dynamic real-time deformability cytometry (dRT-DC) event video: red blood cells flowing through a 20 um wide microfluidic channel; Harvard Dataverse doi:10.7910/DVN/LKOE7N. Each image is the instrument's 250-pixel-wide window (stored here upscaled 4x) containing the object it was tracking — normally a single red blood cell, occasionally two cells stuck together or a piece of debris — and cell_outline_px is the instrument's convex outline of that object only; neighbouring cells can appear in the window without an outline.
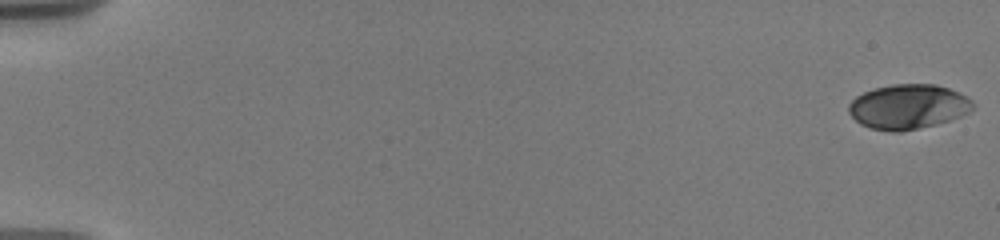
{"species": "human", "species_latin": "Homo sapiens", "temperature_condition": "warm", "stored_images_in_passage": 24, "camera_frame_rate_fps": 3000, "um_per_image_px": 0.085, "donor": {"sex": "male"}, "frame": {"image": 1, "passage_image": 1, "time_ms": 0.0, "image_size_px": [1000, 240], "cell_outline_px": [[976, 104], [968, 112], [960, 116], [948, 120], [900, 132], [892, 132], [868, 128], [860, 124], [848, 112], [848, 104], [856, 96], [864, 92], [876, 88], [892, 84], [936, 84], [960, 92], [968, 96]], "centroid_in_image_um": [77.18, 9.06], "position_along_channel_um": 7.8, "area_um2": 32.31}}
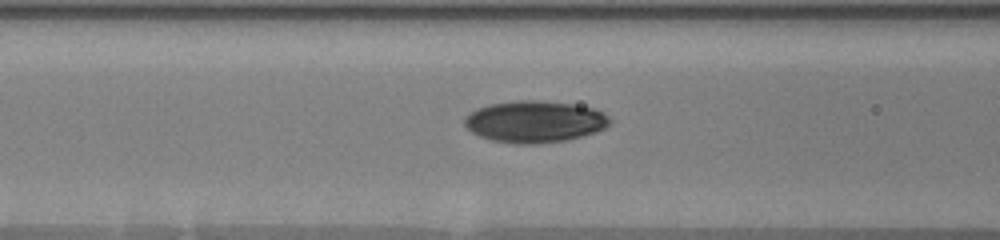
{"frame": {"image": 2, "passage_image": 21, "time_ms": 8.0, "image_size_px": [1000, 240], "cell_outline_px": [[612, 120], [604, 128], [596, 132], [568, 140], [536, 144], [516, 144], [492, 140], [480, 136], [472, 132], [464, 124], [464, 116], [476, 108], [488, 104], [520, 100], [536, 100], [572, 104], [592, 108], [604, 112]], "centroid_in_image_um": [45.44, 10.34], "position_along_channel_um": 121.2, "area_um2": 35.43}}
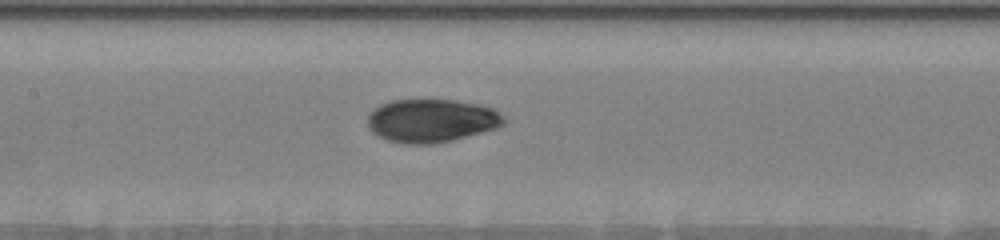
{"frame": {"image": 3, "passage_image": 24, "time_ms": 9.333, "image_size_px": [1000, 240], "cell_outline_px": [[504, 124], [496, 128], [452, 140], [432, 144], [408, 144], [388, 140], [372, 132], [368, 128], [368, 112], [380, 104], [392, 100], [452, 100], [476, 104], [496, 108], [504, 116]], "centroid_in_image_um": [36.66, 10.25], "position_along_channel_um": 170.7, "area_um2": 34.33}}